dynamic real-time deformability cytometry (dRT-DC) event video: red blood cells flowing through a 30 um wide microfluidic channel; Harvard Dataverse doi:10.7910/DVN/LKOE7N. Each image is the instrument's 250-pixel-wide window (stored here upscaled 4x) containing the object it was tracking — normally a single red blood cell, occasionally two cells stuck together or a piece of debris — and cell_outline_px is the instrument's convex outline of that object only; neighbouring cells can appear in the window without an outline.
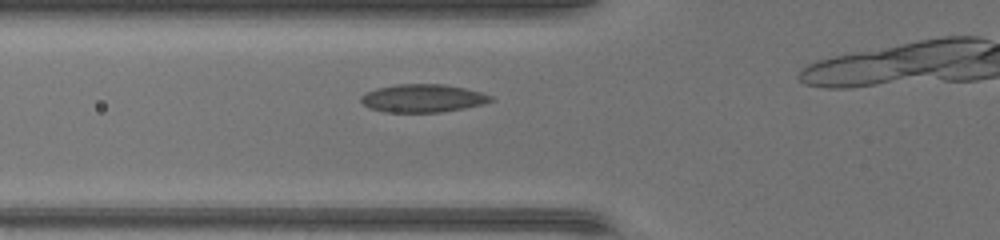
{"species": "common noctule bat (a hibernating species)", "species_latin": "Nyctalus noctula", "temperature_condition": "warm", "stored_images_in_passage": 11, "camera_frame_rate_fps": 3000, "um_per_image_px": 0.085, "animal": {"sex": "female", "body_mass_g": 17.0, "forearm_length_mm": 48.0}, "frame": {"image": 1, "passage_image": 7, "time_ms": 2.0, "image_size_px": [1000, 240], "cell_outline_px": [[496, 100], [484, 104], [464, 108], [440, 112], [384, 112], [368, 108], [360, 100], [360, 96], [364, 92], [376, 88], [396, 84], [444, 84], [464, 88], [480, 92], [492, 96]], "centroid_in_image_um": [35.92, 8.35], "position_along_channel_um": 89.9, "area_um2": 21.39}}
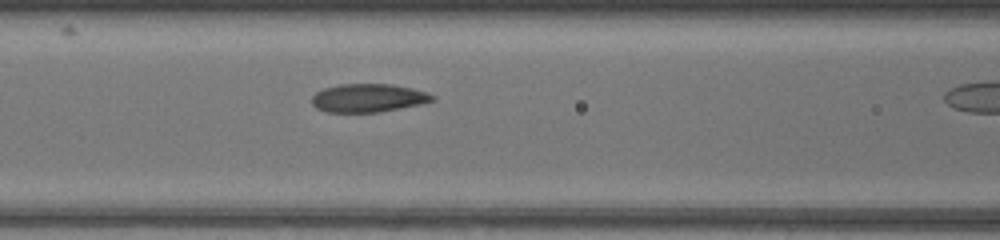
{"frame": {"image": 2, "passage_image": 10, "time_ms": 3.0, "image_size_px": [1000, 240], "cell_outline_px": [[436, 100], [420, 104], [380, 112], [328, 112], [316, 108], [312, 104], [312, 96], [316, 92], [324, 88], [340, 84], [392, 84], [412, 88], [436, 96]], "centroid_in_image_um": [31.3, 8.33], "position_along_channel_um": 135.3, "area_um2": 19.88}}